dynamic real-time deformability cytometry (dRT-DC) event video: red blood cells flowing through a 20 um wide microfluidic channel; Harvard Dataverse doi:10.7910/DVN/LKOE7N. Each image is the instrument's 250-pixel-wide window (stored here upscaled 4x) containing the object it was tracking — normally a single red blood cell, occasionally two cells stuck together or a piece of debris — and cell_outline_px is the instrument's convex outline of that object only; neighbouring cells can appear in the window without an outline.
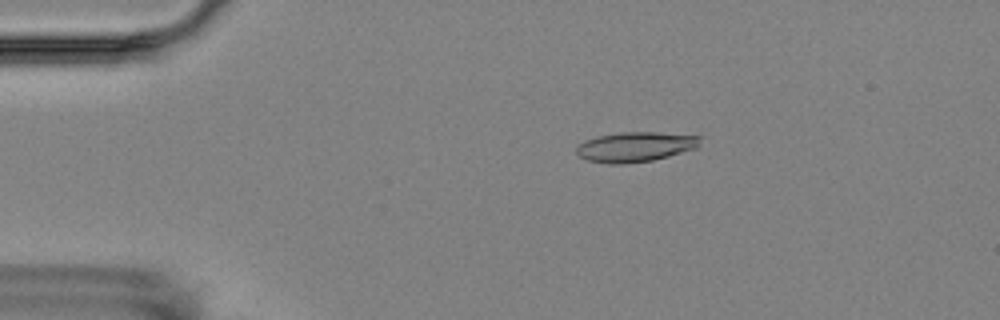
{"species": "Egyptian fruit bat (a non-hibernating species)", "species_latin": "Rousettus aegyptiacus", "temperature_condition": "room temperature", "stored_images_in_passage": 6, "camera_frame_rate_fps": 3000, "um_per_image_px": 0.085, "animal": {"sex": "female"}, "frame": {"image": 1, "passage_image": 3, "time_ms": 3.333, "image_size_px": [1000, 320], "cell_outline_px": [[700, 136], [696, 148], [668, 156], [652, 160], [620, 164], [608, 164], [588, 160], [580, 156], [576, 152], [576, 148], [584, 140], [596, 136], [620, 132], [656, 132]], "centroid_in_image_um": [53.95, 12.47], "position_along_channel_um": 31.0, "area_um2": 21.33}}